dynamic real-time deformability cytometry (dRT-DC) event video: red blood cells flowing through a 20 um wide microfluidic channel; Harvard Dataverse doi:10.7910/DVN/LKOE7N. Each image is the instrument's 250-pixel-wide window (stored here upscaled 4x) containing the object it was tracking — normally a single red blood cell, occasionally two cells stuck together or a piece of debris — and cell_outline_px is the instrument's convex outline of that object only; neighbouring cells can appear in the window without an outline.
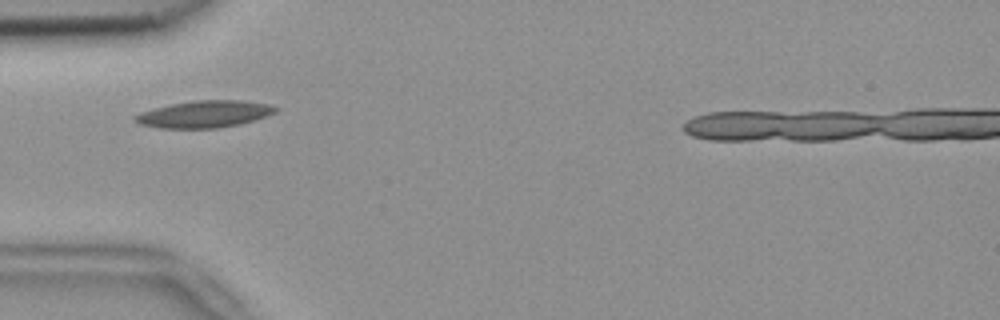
{"species": "common noctule bat (a hibernating species)", "species_latin": "Nyctalus noctula", "temperature_condition": "room temperature", "stored_images_in_passage": 34, "camera_frame_rate_fps": 3000, "um_per_image_px": 0.085, "animal": {"sex": "female", "body_mass_g": 18.4}, "frame": {"image": 1, "passage_image": 2, "time_ms": 0.333, "image_size_px": [1000, 320], "cell_outline_px": [[280, 108], [276, 112], [268, 116], [240, 124], [216, 128], [160, 128], [140, 124], [132, 120], [132, 116], [140, 112], [172, 104], [192, 100], [244, 100], [268, 104]], "centroid_in_image_um": [17.39, 9.7], "position_along_channel_um": 67.6, "area_um2": 22.2}}
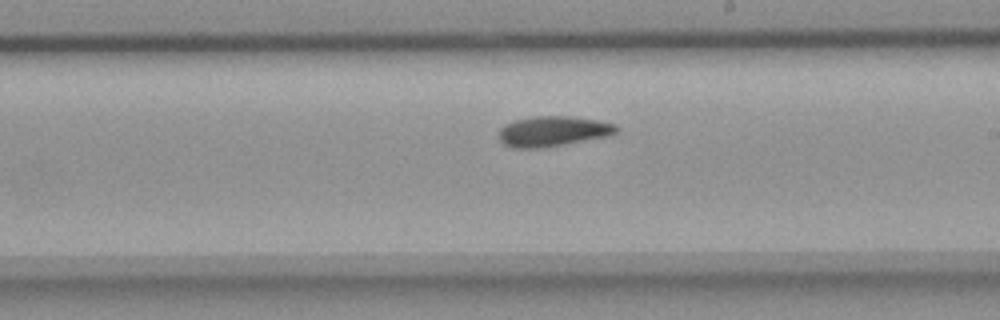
{"frame": {"image": 2, "passage_image": 16, "time_ms": 5.0, "image_size_px": [1000, 320], "cell_outline_px": [[620, 128], [616, 132], [608, 136], [564, 144], [540, 148], [512, 148], [504, 144], [496, 136], [500, 128], [504, 124], [516, 120], [536, 116], [572, 116], [596, 120], [616, 124]], "centroid_in_image_um": [46.97, 11.16], "position_along_channel_um": 242.0, "area_um2": 20.81}}
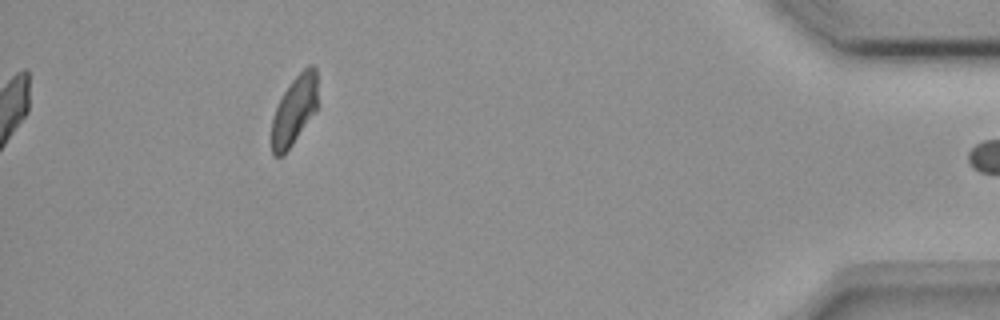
{"frame": {"image": 3, "passage_image": 34, "time_ms": 11.0, "image_size_px": [1000, 320], "cell_outline_px": [[316, 112], [284, 156], [276, 156], [272, 152], [272, 116], [284, 92], [292, 80], [308, 64], [312, 64], [316, 68]], "centroid_in_image_um": [25.01, 9.4], "position_along_channel_um": 410.2, "area_um2": 18.38}, "authors_computed_cell_mechanics": {"area_um2": 20.1722, "velocity_mm_per_s": 3.7599, "shape_relaxation_time_tau1_ms": 6.1189, "shape_relaxation_time_tau2_ms": 6.2292, "deformation_change_tau1": 0.1535, "deformation_change_tau2": 0.1123}}